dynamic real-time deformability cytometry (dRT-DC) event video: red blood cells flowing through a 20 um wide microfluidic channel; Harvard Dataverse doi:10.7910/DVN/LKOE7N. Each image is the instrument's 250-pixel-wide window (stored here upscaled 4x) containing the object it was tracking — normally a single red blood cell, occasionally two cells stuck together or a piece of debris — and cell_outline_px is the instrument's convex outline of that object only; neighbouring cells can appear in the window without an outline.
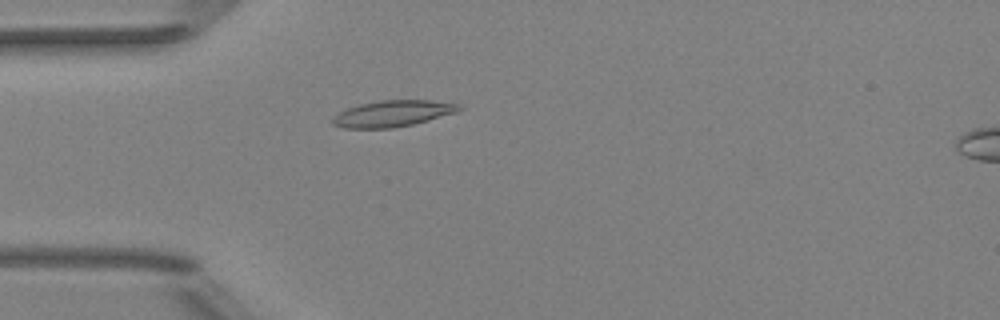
{"species": "Egyptian fruit bat (a non-hibernating species)", "species_latin": "Rousettus aegyptiacus", "temperature_condition": "room temperature", "stored_images_in_passage": 41, "camera_frame_rate_fps": 3000, "um_per_image_px": 0.085, "animal": {"sex": "female"}, "frame": {"image": 1, "passage_image": 15, "time_ms": 4.667, "image_size_px": [1000, 320], "cell_outline_px": [[464, 108], [456, 112], [428, 120], [412, 124], [392, 128], [344, 128], [332, 124], [332, 116], [348, 108], [360, 104], [380, 100], [428, 100], [460, 104]], "centroid_in_image_um": [33.37, 9.65], "position_along_channel_um": 51.6, "area_um2": 19.25}}
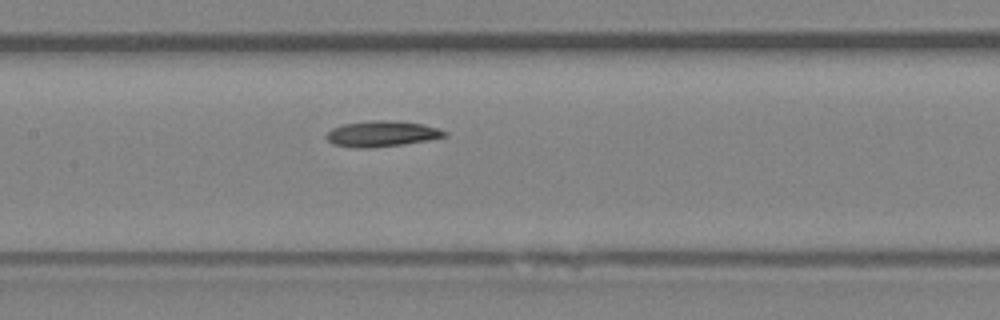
{"frame": {"image": 2, "passage_image": 25, "time_ms": 8.0, "image_size_px": [1000, 320], "cell_outline_px": [[448, 136], [428, 140], [404, 144], [372, 148], [352, 148], [332, 144], [324, 136], [332, 128], [344, 124], [376, 120], [388, 120], [424, 124], [448, 132]], "centroid_in_image_um": [32.44, 11.38], "position_along_channel_um": 175.0, "area_um2": 17.8}}
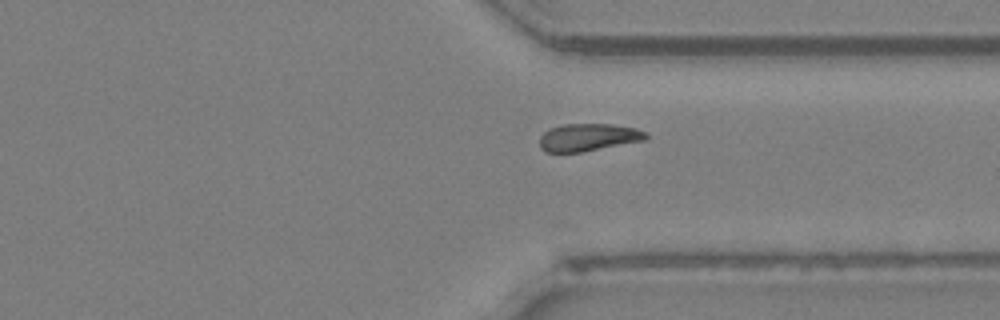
{"frame": {"image": 3, "passage_image": 39, "time_ms": 12.667, "image_size_px": [1000, 320], "cell_outline_px": [[648, 140], [580, 152], [544, 152], [540, 148], [540, 136], [544, 132], [552, 128], [564, 124], [612, 124], [636, 128], [648, 132]], "centroid_in_image_um": [50.05, 11.67], "position_along_channel_um": 361.3, "area_um2": 17.17}, "authors_computed_cell_mechanics": {"area_um2": 17.8024, "velocity_mm_per_s": 3.9951, "shape_relaxation_time_tau1_ms": null, "shape_relaxation_time_tau2_ms": 8.4841, "deformation_change_tau1": null, "deformation_change_tau2": 0.1312}}